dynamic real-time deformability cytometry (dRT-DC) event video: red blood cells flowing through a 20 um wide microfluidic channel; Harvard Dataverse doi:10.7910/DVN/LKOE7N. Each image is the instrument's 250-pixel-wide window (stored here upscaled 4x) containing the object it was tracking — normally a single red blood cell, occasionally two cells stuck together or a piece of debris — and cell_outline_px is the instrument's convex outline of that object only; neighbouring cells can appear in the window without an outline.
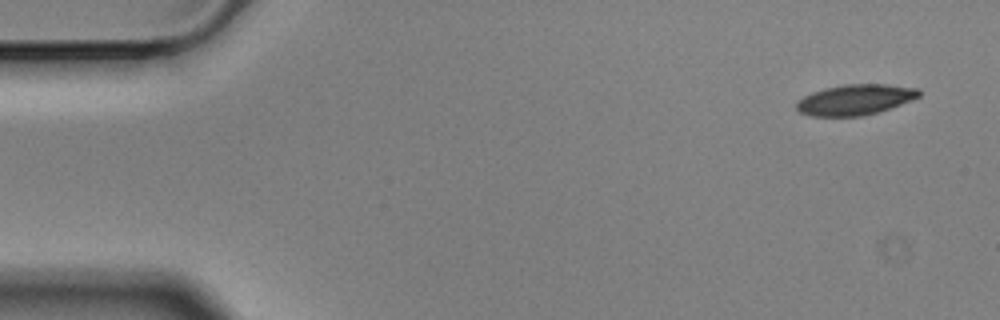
{"species": "Egyptian fruit bat (a non-hibernating species)", "species_latin": "Rousettus aegyptiacus", "temperature_condition": "cold", "stored_images_in_passage": 6, "segment_of_instrument_passage": [2, 2], "camera_frame_rate_fps": 3000, "um_per_image_px": 0.085, "animal": {"sex": "male"}, "frame": {"image": 1, "passage_image": 6, "time_ms": 1.667, "image_size_px": [1000, 320], "cell_outline_px": [[920, 96], [912, 100], [880, 112], [864, 116], [812, 116], [800, 112], [796, 108], [796, 104], [804, 96], [812, 92], [824, 88], [844, 84], [884, 84], [920, 88]], "centroid_in_image_um": [72.72, 8.47], "position_along_channel_um": 12.3, "area_um2": 21.91}}